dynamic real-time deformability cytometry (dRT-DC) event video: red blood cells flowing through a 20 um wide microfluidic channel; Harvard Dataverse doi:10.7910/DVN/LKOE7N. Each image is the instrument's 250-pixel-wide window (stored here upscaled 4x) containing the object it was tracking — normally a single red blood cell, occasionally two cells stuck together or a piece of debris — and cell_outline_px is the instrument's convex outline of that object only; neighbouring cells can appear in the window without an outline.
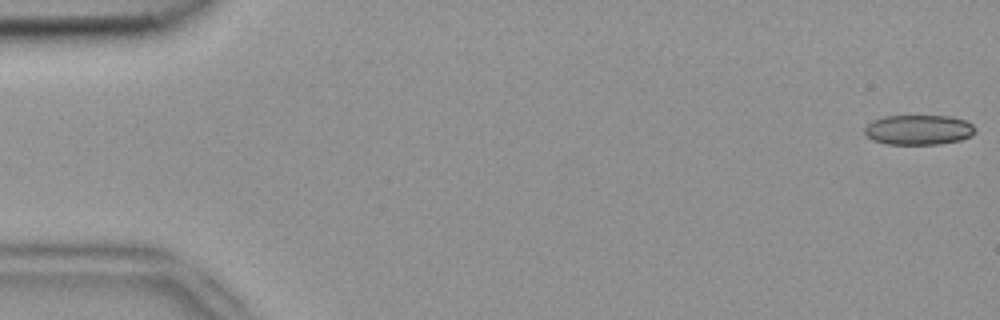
{"species": "common noctule bat (a hibernating species)", "species_latin": "Nyctalus noctula", "temperature_condition": "room temperature", "stored_images_in_passage": 52, "camera_frame_rate_fps": 3000, "um_per_image_px": 0.085, "animal": {"sex": "female", "body_mass_g": 18.4}, "frame": {"image": 1, "passage_image": 1, "time_ms": 0.0, "image_size_px": [1000, 320], "cell_outline_px": [[976, 132], [972, 136], [960, 140], [940, 144], [884, 144], [872, 140], [864, 132], [864, 128], [872, 120], [884, 116], [948, 116], [964, 120], [972, 124], [976, 128]], "centroid_in_image_um": [78.08, 11.04], "position_along_channel_um": 6.9, "area_um2": 19.42}}
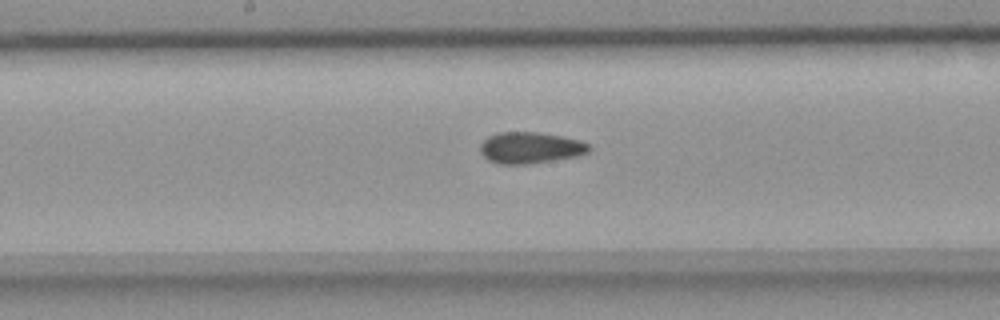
{"frame": {"image": 2, "passage_image": 27, "time_ms": 8.667, "image_size_px": [1000, 320], "cell_outline_px": [[592, 148], [588, 152], [576, 156], [532, 164], [496, 164], [488, 160], [480, 152], [480, 144], [488, 136], [496, 132], [536, 132], [560, 136], [580, 140], [588, 144]], "centroid_in_image_um": [45.05, 12.56], "position_along_channel_um": 203.2, "area_um2": 20.0}}
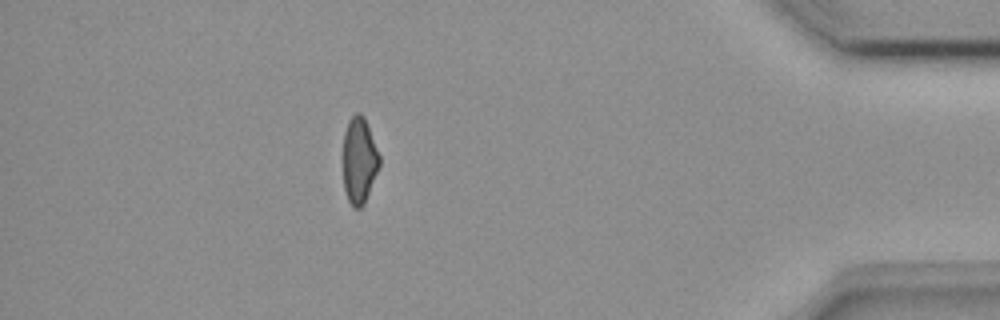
{"frame": {"image": 3, "passage_image": 46, "time_ms": 15.0, "image_size_px": [1000, 320], "cell_outline_px": [[380, 164], [364, 204], [360, 208], [352, 208], [348, 200], [344, 188], [344, 132], [348, 120], [356, 112], [360, 112], [364, 116], [380, 156]], "centroid_in_image_um": [30.53, 13.62], "position_along_channel_um": 404.7, "area_um2": 18.15}, "authors_computed_cell_mechanics": {"area_um2": 19.4786, "velocity_mm_per_s": 3.9272, "shape_relaxation_time_tau1_ms": null, "shape_relaxation_time_tau2_ms": 2.7582, "deformation_change_tau1": null, "deformation_change_tau2": 0.1048}}